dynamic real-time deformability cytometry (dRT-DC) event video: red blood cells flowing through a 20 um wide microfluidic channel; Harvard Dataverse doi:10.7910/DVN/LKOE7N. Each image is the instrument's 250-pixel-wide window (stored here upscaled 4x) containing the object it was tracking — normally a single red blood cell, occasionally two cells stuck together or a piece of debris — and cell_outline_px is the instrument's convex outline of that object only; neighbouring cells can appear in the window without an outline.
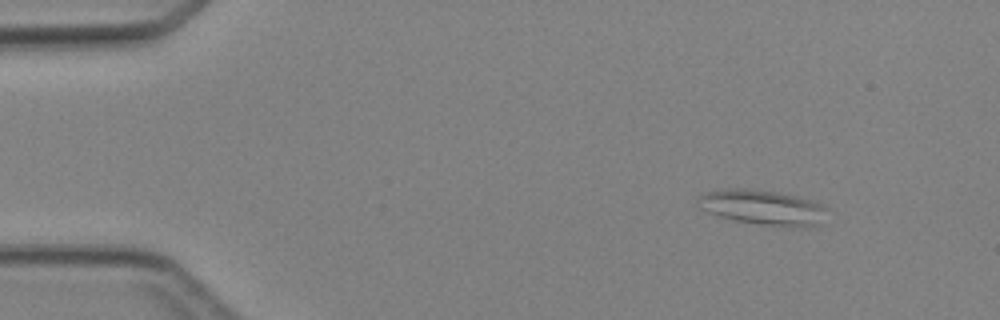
{"species": "Egyptian fruit bat (a non-hibernating species)", "species_latin": "Rousettus aegyptiacus", "temperature_condition": "cold", "stored_images_in_passage": 4, "camera_frame_rate_fps": 3000, "um_per_image_px": 0.085, "animal": {"sex": "female"}, "frame": {"image": 1, "passage_image": 1, "time_ms": 0.0, "image_size_px": [1000, 320], "cell_outline_px": [[828, 208], [820, 224], [812, 228], [788, 228], [732, 220], [708, 212], [700, 208], [696, 200], [700, 196], [708, 192], [728, 188], [744, 188], [780, 192], [808, 200], [820, 204]], "centroid_in_image_um": [64.86, 17.66], "position_along_channel_um": 20.1, "area_um2": 26.59}}
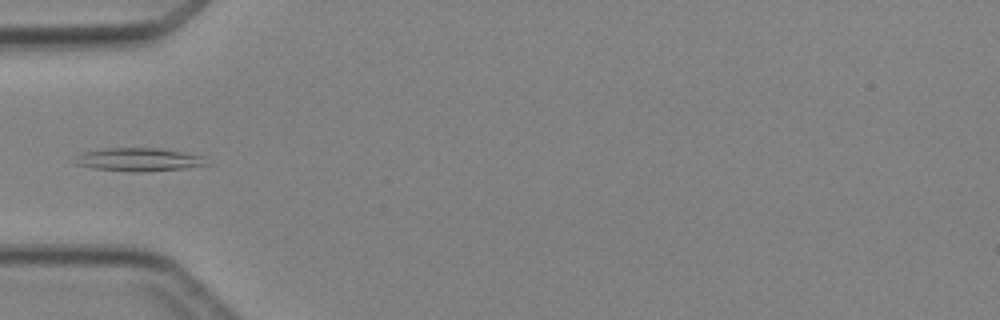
{"frame": {"image": 2, "passage_image": 4, "time_ms": 3.333, "image_size_px": [1000, 320], "cell_outline_px": [[212, 164], [184, 168], [136, 172], [132, 172], [92, 168], [76, 164], [72, 160], [84, 152], [100, 148], [160, 148], [208, 156]], "centroid_in_image_um": [11.87, 13.55], "position_along_channel_um": 73.1, "area_um2": 18.15}}